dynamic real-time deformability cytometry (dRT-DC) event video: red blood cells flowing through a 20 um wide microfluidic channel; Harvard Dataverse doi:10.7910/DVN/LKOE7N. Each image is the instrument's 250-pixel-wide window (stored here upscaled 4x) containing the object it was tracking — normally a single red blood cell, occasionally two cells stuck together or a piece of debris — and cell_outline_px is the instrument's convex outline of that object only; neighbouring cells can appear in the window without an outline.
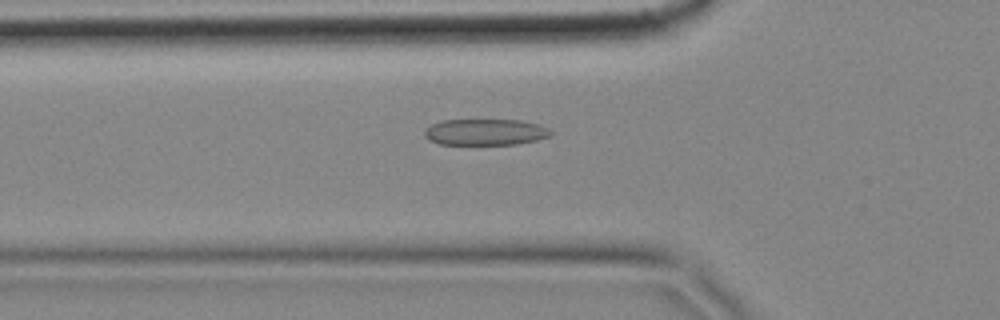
{"species": "common noctule bat (a hibernating species)", "species_latin": "Nyctalus noctula", "temperature_condition": "cold", "stored_images_in_passage": 57, "camera_frame_rate_fps": 3000, "um_per_image_px": 0.085, "animal": {"sex": "female", "body_mass_g": 18.4}, "frame": {"image": 1, "passage_image": 19, "time_ms": 6.0, "image_size_px": [1000, 320], "cell_outline_px": [[552, 132], [548, 136], [536, 140], [516, 144], [440, 144], [428, 140], [424, 136], [424, 128], [440, 120], [520, 120], [540, 124], [548, 128]], "centroid_in_image_um": [41.21, 11.22], "position_along_channel_um": 84.6, "area_um2": 19.36}}
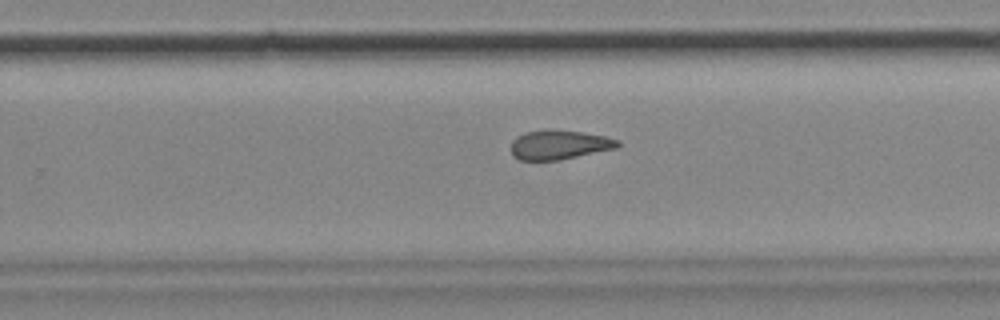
{"frame": {"image": 2, "passage_image": 36, "time_ms": 11.667, "image_size_px": [1000, 320], "cell_outline_px": [[620, 144], [616, 148], [560, 160], [520, 160], [512, 156], [508, 148], [512, 140], [516, 136], [524, 132], [544, 128], [552, 128], [580, 132], [604, 136], [620, 140]], "centroid_in_image_um": [47.44, 12.29], "position_along_channel_um": 282.4, "area_um2": 18.73}}
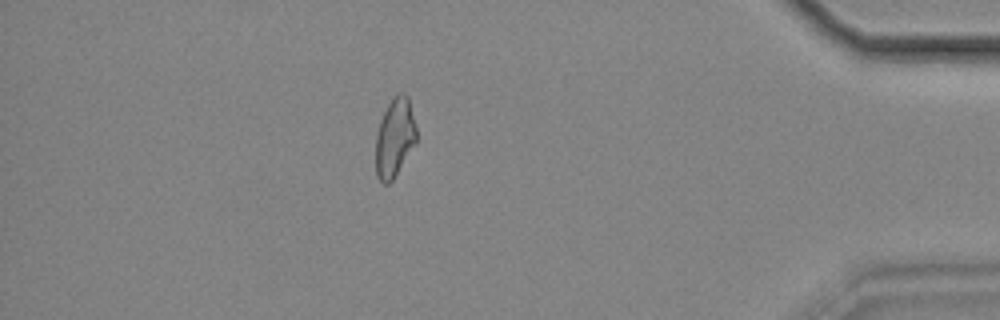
{"frame": {"image": 3, "passage_image": 50, "time_ms": 16.333, "image_size_px": [1000, 320], "cell_outline_px": [[416, 144], [392, 180], [388, 184], [384, 184], [376, 176], [376, 132], [380, 120], [392, 96], [396, 92], [404, 92], [408, 96], [416, 124]], "centroid_in_image_um": [33.56, 11.66], "position_along_channel_um": 401.6, "area_um2": 18.96}, "authors_computed_cell_mechanics": {"area_um2": 19.363, "velocity_mm_per_s": 3.4889, "shape_relaxation_time_tau1_ms": null, "shape_relaxation_time_tau2_ms": 2.3525, "deformation_change_tau1": null, "deformation_change_tau2": 0.1029}}